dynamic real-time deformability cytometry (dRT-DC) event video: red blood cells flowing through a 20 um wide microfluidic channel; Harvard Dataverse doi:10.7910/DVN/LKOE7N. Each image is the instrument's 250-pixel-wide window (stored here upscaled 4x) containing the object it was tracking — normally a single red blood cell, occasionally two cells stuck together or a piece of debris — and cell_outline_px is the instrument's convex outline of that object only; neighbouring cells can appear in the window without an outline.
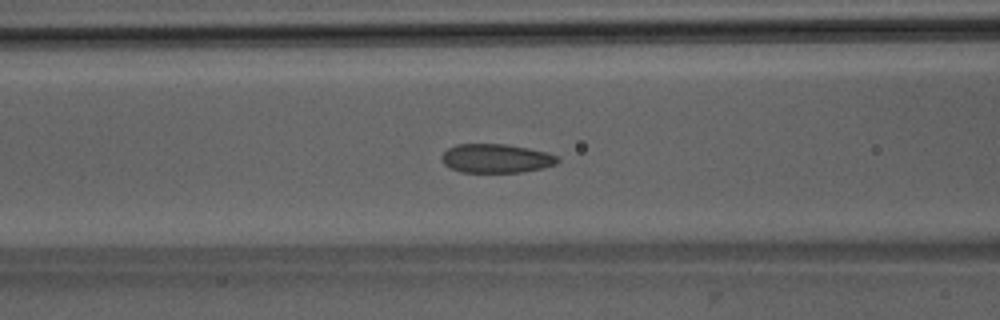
{"species": "Egyptian fruit bat (a non-hibernating species)", "species_latin": "Rousettus aegyptiacus", "temperature_condition": "room temperature", "stored_images_in_passage": 52, "camera_frame_rate_fps": 3000, "um_per_image_px": 0.085, "animal": {"sex": "male"}, "frame": {"image": 1, "passage_image": 22, "time_ms": 7.0, "image_size_px": [1000, 320], "cell_outline_px": [[560, 160], [556, 164], [544, 168], [524, 172], [460, 172], [444, 164], [440, 156], [448, 148], [456, 144], [504, 144], [528, 148], [548, 152], [560, 156]], "centroid_in_image_um": [42.21, 13.46], "position_along_channel_um": 124.4, "area_um2": 19.71}}
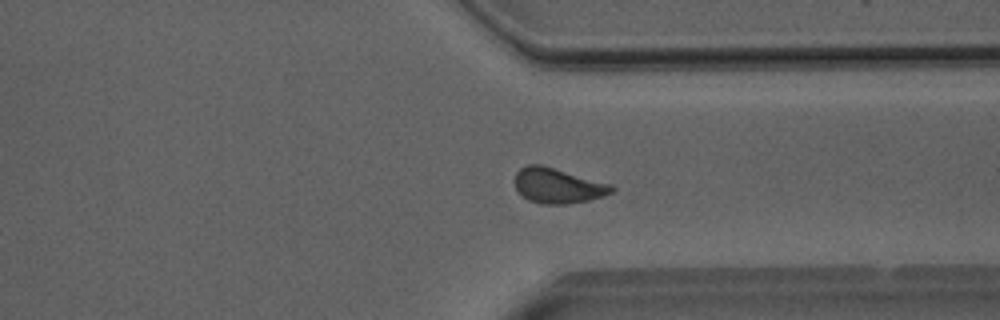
{"frame": {"image": 2, "passage_image": 40, "time_ms": 13.0, "image_size_px": [1000, 320], "cell_outline_px": [[616, 188], [612, 192], [604, 196], [588, 200], [568, 204], [544, 204], [528, 200], [520, 196], [516, 188], [516, 172], [520, 168], [528, 164], [540, 164], [612, 184]], "centroid_in_image_um": [47.42, 15.79], "position_along_channel_um": 364.0, "area_um2": 19.88}}
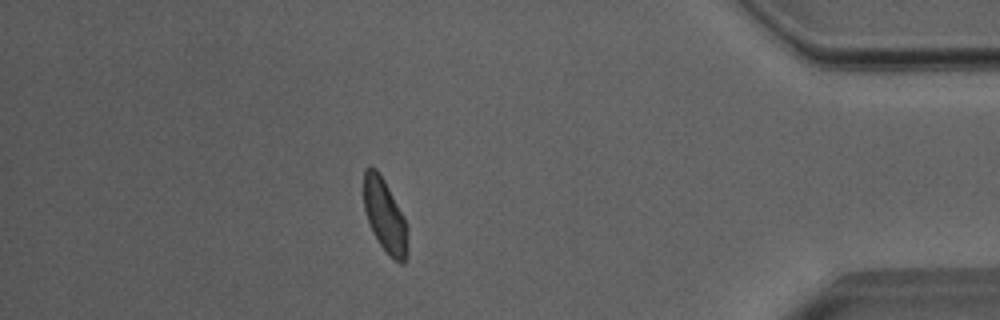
{"frame": {"image": 3, "passage_image": 46, "time_ms": 15.0, "image_size_px": [1000, 320], "cell_outline_px": [[408, 256], [404, 264], [400, 264], [392, 260], [388, 256], [372, 232], [364, 208], [364, 168], [376, 168], [384, 180], [404, 216], [408, 224]], "centroid_in_image_um": [32.76, 18.43], "position_along_channel_um": 402.4, "area_um2": 19.07}, "authors_computed_cell_mechanics": {"area_um2": 19.941, "velocity_mm_per_s": 3.9932, "shape_relaxation_time_tau1_ms": 7.8094, "shape_relaxation_time_tau2_ms": 1.1999, "deformation_change_tau1": 0.1486, "deformation_change_tau2": 0.0671}}